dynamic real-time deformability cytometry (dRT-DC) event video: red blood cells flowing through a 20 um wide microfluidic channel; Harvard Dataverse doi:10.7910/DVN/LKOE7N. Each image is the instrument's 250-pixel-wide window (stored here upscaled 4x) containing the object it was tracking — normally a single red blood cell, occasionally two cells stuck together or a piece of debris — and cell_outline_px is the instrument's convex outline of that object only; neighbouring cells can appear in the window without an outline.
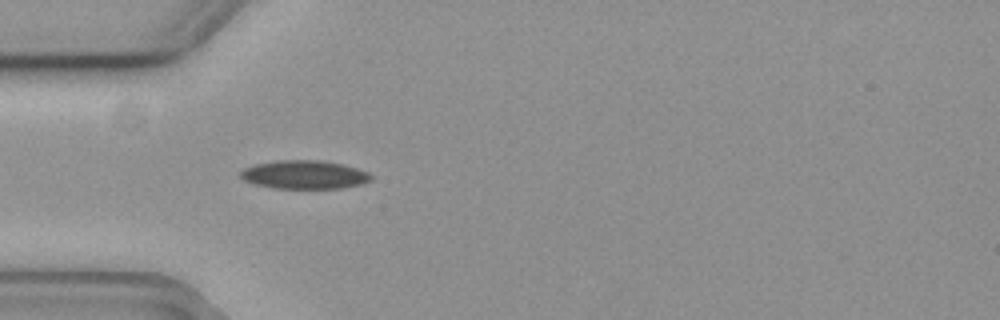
{"species": "common noctule bat (a hibernating species)", "species_latin": "Nyctalus noctula", "temperature_condition": "cold", "stored_images_in_passage": 44, "camera_frame_rate_fps": 3000, "um_per_image_px": 0.085, "animal": {"sex": "female", "body_mass_g": 19.3, "forearm_length_mm": 54.1}, "frame": {"image": 1, "passage_image": 5, "time_ms": 1.333, "image_size_px": [1000, 320], "cell_outline_px": [[372, 180], [364, 184], [340, 188], [272, 188], [256, 184], [244, 180], [240, 176], [240, 172], [244, 168], [256, 164], [276, 160], [316, 160], [340, 164], [356, 168], [368, 172], [372, 176]], "centroid_in_image_um": [25.88, 14.85], "position_along_channel_um": 59.1, "area_um2": 21.56}}
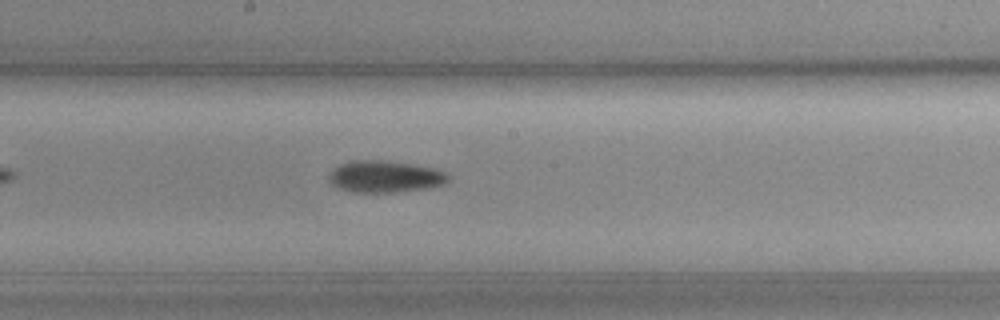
{"frame": {"image": 2, "passage_image": 18, "time_ms": 5.667, "image_size_px": [1000, 320], "cell_outline_px": [[448, 180], [444, 184], [428, 188], [396, 192], [352, 192], [340, 188], [332, 184], [328, 180], [328, 176], [332, 168], [348, 160], [384, 160], [436, 168], [444, 172], [448, 176]], "centroid_in_image_um": [32.68, 15.0], "position_along_channel_um": 215.5, "area_um2": 22.2}}
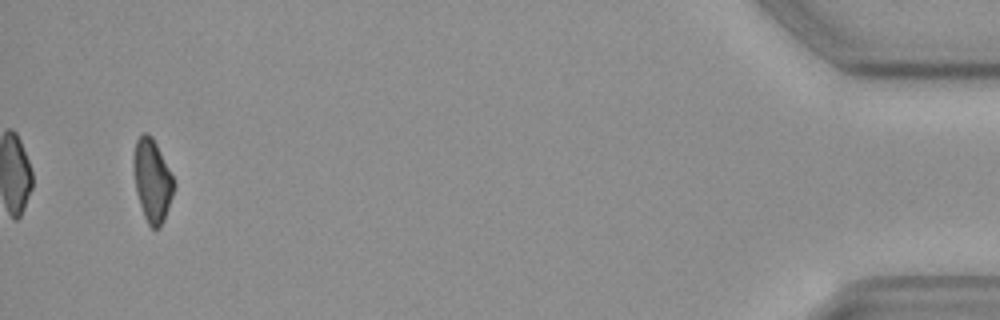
{"frame": {"image": 3, "passage_image": 42, "time_ms": 13.667, "image_size_px": [1000, 320], "cell_outline_px": [[176, 184], [164, 220], [160, 228], [156, 232], [148, 224], [144, 216], [136, 192], [132, 168], [132, 156], [136, 140], [144, 132], [148, 132], [152, 136]], "centroid_in_image_um": [12.91, 15.35], "position_along_channel_um": 422.3, "area_um2": 19.59}, "authors_computed_cell_mechanics": {"area_um2": 21.4727, "velocity_mm_per_s": 3.6864, "shape_relaxation_time_tau1_ms": 5.9838, "shape_relaxation_time_tau2_ms": null, "deformation_change_tau1": 0.1076, "deformation_change_tau2": null}}